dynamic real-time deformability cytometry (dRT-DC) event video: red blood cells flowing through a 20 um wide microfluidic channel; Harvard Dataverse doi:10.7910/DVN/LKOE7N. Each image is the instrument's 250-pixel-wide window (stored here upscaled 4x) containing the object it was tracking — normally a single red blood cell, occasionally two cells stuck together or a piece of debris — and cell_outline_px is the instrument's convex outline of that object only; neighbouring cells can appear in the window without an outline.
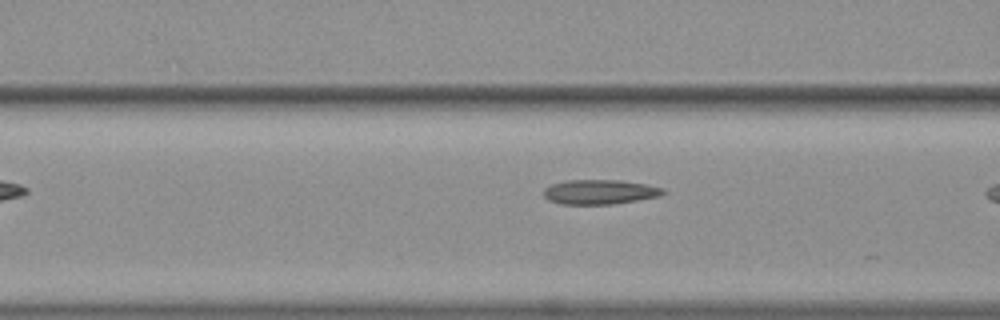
{"species": "common noctule bat (a hibernating species)", "species_latin": "Nyctalus noctula", "temperature_condition": "warm", "stored_images_in_passage": 7, "camera_frame_rate_fps": 3000, "um_per_image_px": 0.085, "animal": {"sex": "female", "body_mass_g": 19.3, "forearm_length_mm": 54.1}, "frame": {"image": 1, "passage_image": 6, "time_ms": 1.667, "image_size_px": [1000, 320], "cell_outline_px": [[668, 192], [660, 196], [612, 204], [564, 204], [548, 200], [544, 196], [544, 188], [552, 184], [564, 180], [620, 180], [644, 184], [664, 188]], "centroid_in_image_um": [50.99, 16.31], "position_along_channel_um": 115.6, "area_um2": 17.11}}